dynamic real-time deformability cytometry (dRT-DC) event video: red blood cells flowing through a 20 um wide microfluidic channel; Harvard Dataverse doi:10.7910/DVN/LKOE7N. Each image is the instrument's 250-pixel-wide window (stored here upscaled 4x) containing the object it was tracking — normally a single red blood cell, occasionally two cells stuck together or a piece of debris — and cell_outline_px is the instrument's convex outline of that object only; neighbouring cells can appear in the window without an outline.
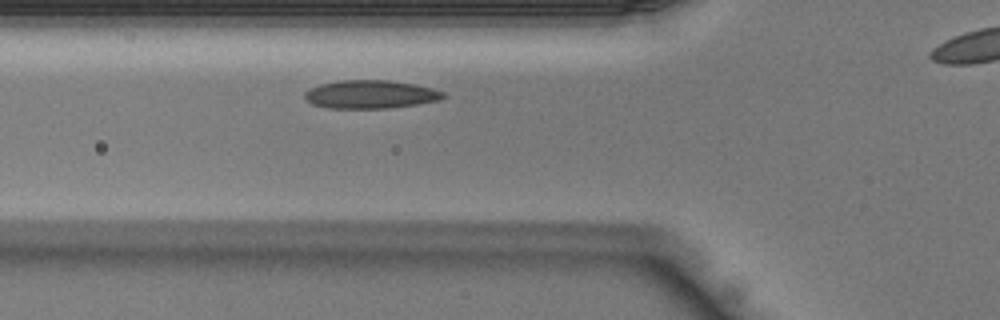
{"species": "Egyptian fruit bat (a non-hibernating species)", "species_latin": "Rousettus aegyptiacus", "temperature_condition": "warm", "stored_images_in_passage": 30, "camera_frame_rate_fps": 3000, "um_per_image_px": 0.085, "animal": {"sex": "male"}, "frame": {"image": 1, "passage_image": 7, "time_ms": 2.0, "image_size_px": [1000, 320], "cell_outline_px": [[448, 96], [440, 100], [416, 104], [388, 108], [328, 108], [312, 104], [304, 100], [304, 92], [308, 88], [320, 84], [340, 80], [388, 80], [412, 84], [432, 88], [444, 92]], "centroid_in_image_um": [31.46, 8.02], "position_along_channel_um": 94.3, "area_um2": 22.95}}
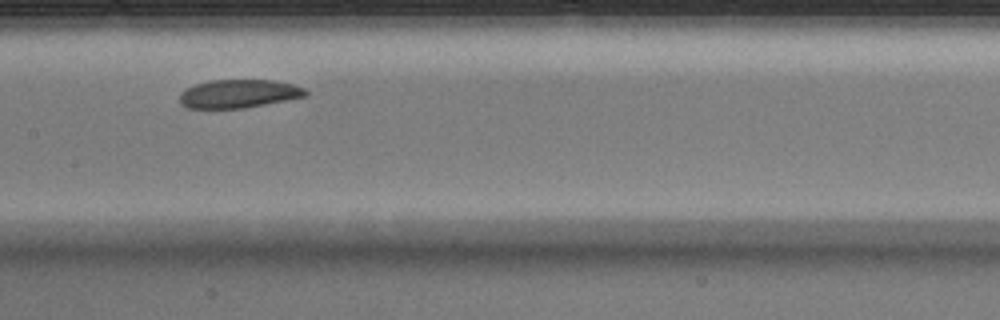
{"frame": {"image": 2, "passage_image": 13, "time_ms": 4.0, "image_size_px": [1000, 320], "cell_outline_px": [[308, 92], [304, 96], [244, 108], [188, 108], [180, 104], [180, 92], [196, 84], [208, 80], [272, 80], [292, 84], [304, 88]], "centroid_in_image_um": [20.25, 7.96], "position_along_channel_um": 187.2, "area_um2": 20.58}}
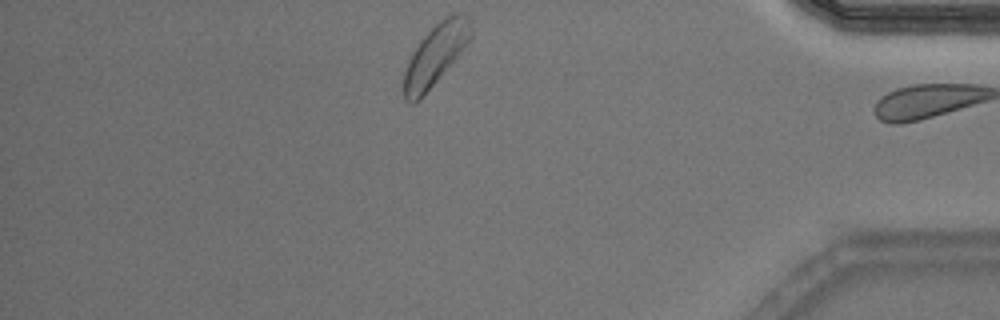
{"frame": {"image": 3, "passage_image": 29, "time_ms": 9.333, "image_size_px": [1000, 320], "cell_outline_px": [[472, 36], [460, 52], [420, 100], [412, 104], [408, 104], [404, 100], [404, 72], [412, 52], [420, 40], [440, 20], [452, 12], [464, 12], [472, 20]], "centroid_in_image_um": [37.02, 4.62], "position_along_channel_um": 398.2, "area_um2": 23.7}}